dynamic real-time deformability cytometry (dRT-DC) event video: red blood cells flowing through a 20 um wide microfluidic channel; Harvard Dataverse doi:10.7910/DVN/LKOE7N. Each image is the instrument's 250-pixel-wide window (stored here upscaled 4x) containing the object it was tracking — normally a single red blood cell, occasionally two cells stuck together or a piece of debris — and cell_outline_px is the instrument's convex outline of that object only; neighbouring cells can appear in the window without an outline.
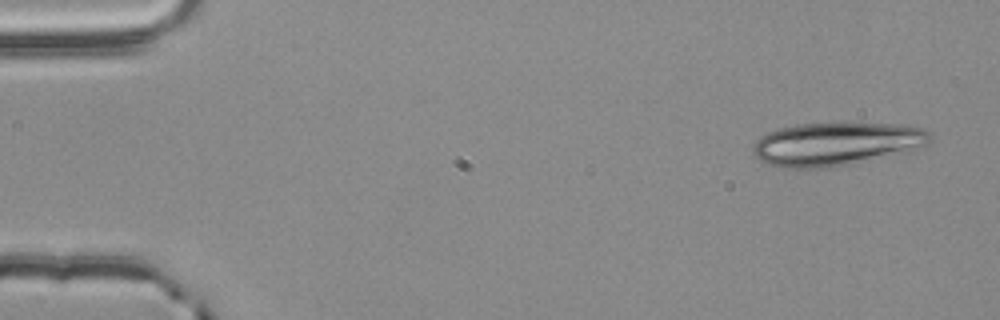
{"species": "common noctule bat (a hibernating species)", "species_latin": "Nyctalus noctula", "temperature_condition": "room temperature", "stored_images_in_passage": 4, "camera_frame_rate_fps": 3000, "um_per_image_px": 0.085, "animal": {"sex": "male", "body_mass_g": 20.4}, "frame": {"image": 1, "passage_image": 1, "time_ms": 0.0, "image_size_px": [1000, 320], "cell_outline_px": [[932, 136], [924, 144], [908, 152], [852, 164], [828, 168], [780, 168], [768, 164], [760, 160], [752, 152], [752, 144], [760, 136], [768, 132], [780, 128], [796, 124], [900, 124], [924, 128]], "centroid_in_image_um": [71.03, 12.25], "position_along_channel_um": 14.0, "area_um2": 44.62}}